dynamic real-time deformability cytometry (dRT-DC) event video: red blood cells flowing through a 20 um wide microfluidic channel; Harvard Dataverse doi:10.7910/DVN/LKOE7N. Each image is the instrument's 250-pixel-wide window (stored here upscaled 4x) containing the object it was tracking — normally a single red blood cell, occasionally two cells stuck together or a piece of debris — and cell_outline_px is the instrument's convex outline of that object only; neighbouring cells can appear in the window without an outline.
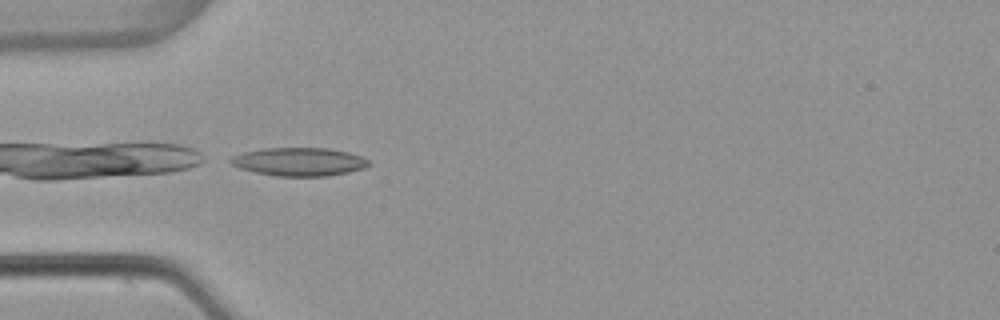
{"species": "common noctule bat (a hibernating species)", "species_latin": "Nyctalus noctula", "temperature_condition": "warm", "stored_images_in_passage": 34, "camera_frame_rate_fps": 3000, "um_per_image_px": 0.085, "animal": {"sex": "female", "body_mass_g": 22.7, "forearm_length_mm": 54.2}, "frame": {"image": 1, "passage_image": 1, "time_ms": 0.0, "image_size_px": [1000, 320], "cell_outline_px": [[372, 164], [364, 168], [348, 172], [328, 176], [276, 176], [256, 172], [240, 168], [232, 164], [228, 160], [232, 156], [244, 152], [264, 148], [328, 148], [348, 152], [360, 156], [368, 160]], "centroid_in_image_um": [25.44, 13.75], "position_along_channel_um": 59.6, "area_um2": 22.72}}
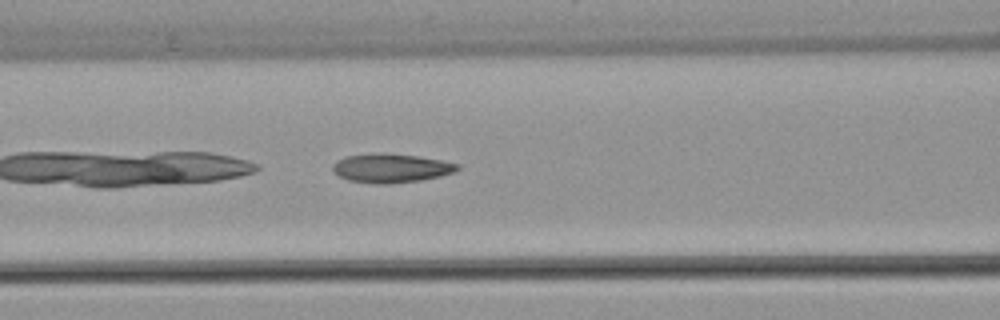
{"frame": {"image": 2, "passage_image": 7, "time_ms": 2.0, "image_size_px": [1000, 320], "cell_outline_px": [[460, 168], [452, 172], [440, 176], [420, 180], [388, 184], [376, 184], [348, 180], [332, 172], [332, 164], [336, 160], [344, 156], [376, 152], [384, 152], [416, 156], [440, 160], [460, 164]], "centroid_in_image_um": [33.17, 14.28], "position_along_channel_um": 133.4, "area_um2": 21.21}}
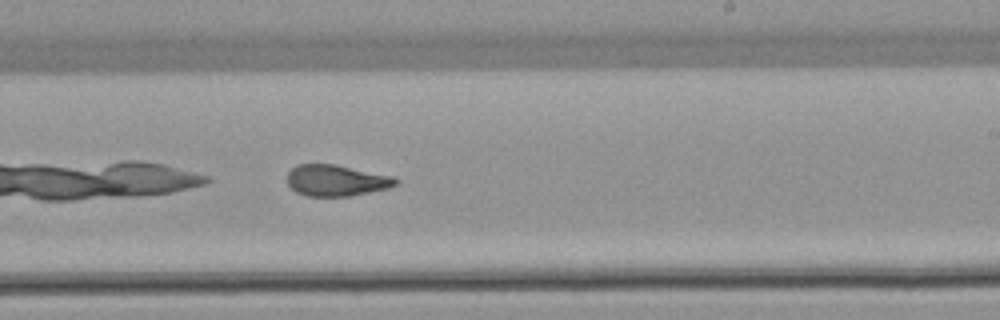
{"frame": {"image": 3, "passage_image": 17, "time_ms": 5.333, "image_size_px": [1000, 320], "cell_outline_px": [[400, 180], [396, 184], [388, 188], [348, 196], [308, 196], [296, 192], [288, 184], [288, 172], [296, 164], [336, 164], [392, 176]], "centroid_in_image_um": [28.57, 15.33], "position_along_channel_um": 260.4, "area_um2": 19.65}, "authors_computed_cell_mechanics": {"area_um2": 20.6635, "velocity_mm_per_s": 3.8312, "shape_relaxation_time_tau1_ms": null, "shape_relaxation_time_tau2_ms": 1.8581, "deformation_change_tau1": null, "deformation_change_tau2": 0.0879}}